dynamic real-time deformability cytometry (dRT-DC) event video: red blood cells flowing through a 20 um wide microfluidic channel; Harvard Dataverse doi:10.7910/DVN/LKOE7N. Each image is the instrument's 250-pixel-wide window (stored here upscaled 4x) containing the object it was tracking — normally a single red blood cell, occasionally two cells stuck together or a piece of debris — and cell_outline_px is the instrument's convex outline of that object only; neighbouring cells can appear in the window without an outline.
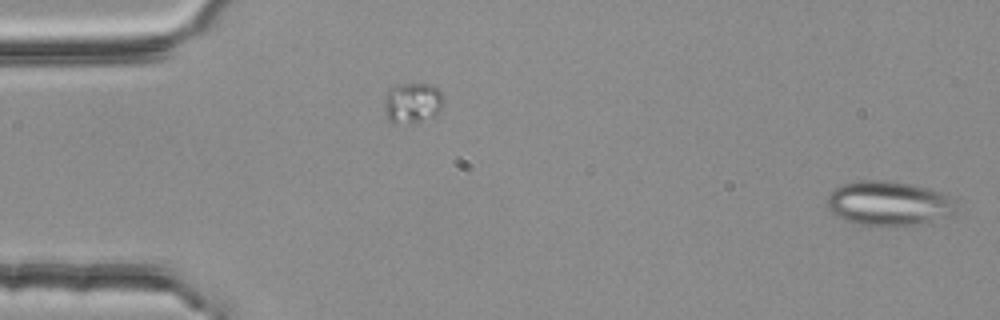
{"species": "common noctule bat (a hibernating species)", "species_latin": "Nyctalus noctula", "temperature_condition": "room temperature", "stored_images_in_passage": 53, "segment_of_instrument_passage": [1, 2], "camera_frame_rate_fps": 3000, "um_per_image_px": 0.085, "animal": {"sex": "female", "body_mass_g": 25.1}, "frame": {"image": 1, "passage_image": 1, "time_ms": 0.0, "image_size_px": [1000, 320], "cell_outline_px": [[956, 212], [952, 216], [916, 224], [896, 228], [860, 224], [836, 216], [828, 208], [828, 196], [836, 188], [844, 184], [860, 180], [884, 180], [912, 184], [928, 188], [940, 192], [948, 200]], "centroid_in_image_um": [75.5, 17.31], "position_along_channel_um": 9.5, "area_um2": 33.12}}